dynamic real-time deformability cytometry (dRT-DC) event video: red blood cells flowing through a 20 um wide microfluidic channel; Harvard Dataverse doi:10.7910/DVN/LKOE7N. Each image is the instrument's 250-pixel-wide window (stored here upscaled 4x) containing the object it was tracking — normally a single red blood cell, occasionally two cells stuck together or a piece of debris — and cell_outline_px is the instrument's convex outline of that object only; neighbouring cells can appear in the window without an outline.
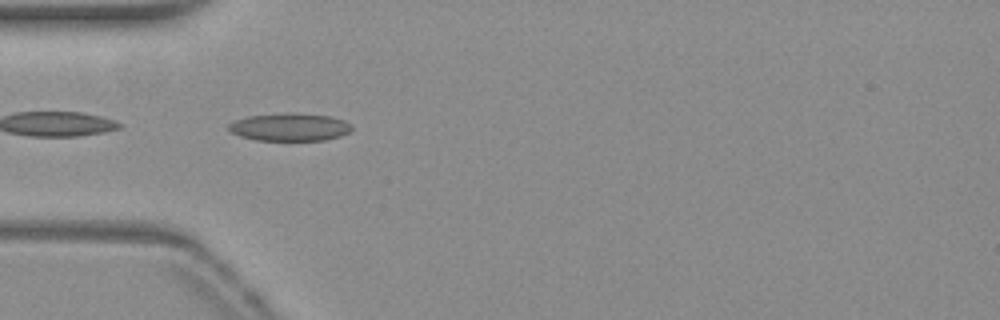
{"species": "common noctule bat (a hibernating species)", "species_latin": "Nyctalus noctula", "temperature_condition": "warm", "stored_images_in_passage": 42, "camera_frame_rate_fps": 3000, "um_per_image_px": 0.085, "animal": {"sex": "female", "body_mass_g": 19.3, "forearm_length_mm": 54.1}, "frame": {"image": 1, "passage_image": 5, "time_ms": 1.333, "image_size_px": [1000, 320], "cell_outline_px": [[352, 128], [348, 132], [340, 136], [324, 140], [256, 140], [240, 136], [232, 132], [228, 128], [228, 124], [236, 120], [248, 116], [332, 116], [344, 120], [352, 124]], "centroid_in_image_um": [24.65, 10.86], "position_along_channel_um": 60.3, "area_um2": 18.73}}
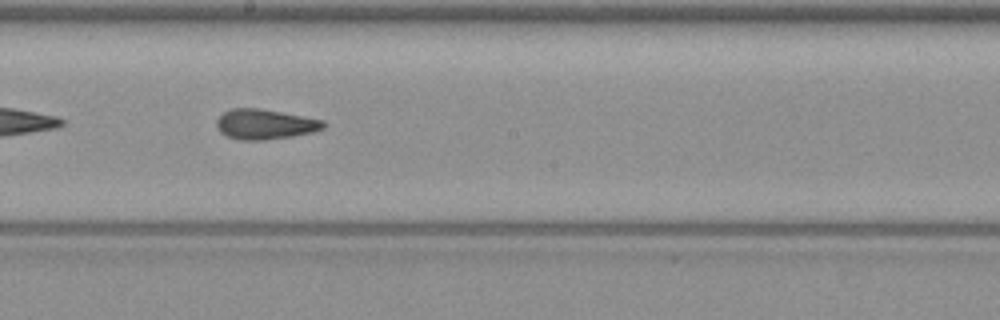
{"frame": {"image": 2, "passage_image": 18, "time_ms": 5.667, "image_size_px": [1000, 320], "cell_outline_px": [[324, 128], [312, 132], [292, 136], [264, 140], [240, 140], [228, 136], [220, 132], [216, 124], [216, 120], [224, 112], [232, 108], [260, 108], [324, 120]], "centroid_in_image_um": [22.51, 10.56], "position_along_channel_um": 225.7, "area_um2": 18.61}}
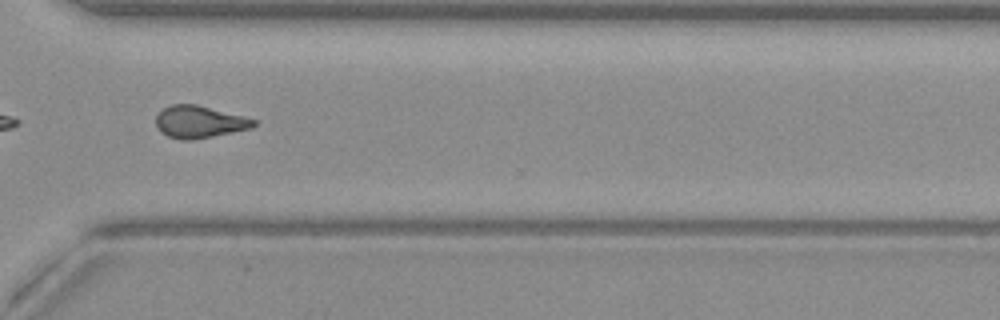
{"frame": {"image": 3, "passage_image": 28, "time_ms": 9.0, "image_size_px": [1000, 320], "cell_outline_px": [[256, 124], [252, 128], [192, 140], [180, 140], [168, 136], [160, 132], [156, 128], [156, 116], [164, 108], [172, 104], [196, 104], [244, 116], [256, 120]], "centroid_in_image_um": [16.93, 10.36], "position_along_channel_um": 353.7, "area_um2": 18.32}, "authors_computed_cell_mechanics": {"area_um2": 18.4382, "velocity_mm_per_s": 3.8437, "shape_relaxation_time_tau1_ms": null, "shape_relaxation_time_tau2_ms": 1.9724, "deformation_change_tau1": null, "deformation_change_tau2": 0.1034}}